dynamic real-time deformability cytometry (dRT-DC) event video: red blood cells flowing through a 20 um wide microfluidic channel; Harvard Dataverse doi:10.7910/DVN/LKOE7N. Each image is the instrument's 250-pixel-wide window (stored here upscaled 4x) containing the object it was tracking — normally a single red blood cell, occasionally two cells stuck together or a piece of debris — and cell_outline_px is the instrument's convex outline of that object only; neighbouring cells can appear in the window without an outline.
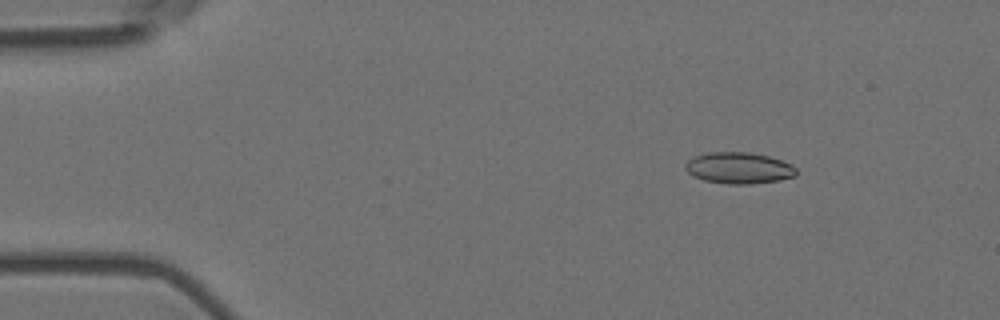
{"species": "Egyptian fruit bat (a non-hibernating species)", "species_latin": "Rousettus aegyptiacus", "temperature_condition": "room temperature", "stored_images_in_passage": 5, "camera_frame_rate_fps": 3000, "um_per_image_px": 0.085, "animal": {"sex": "female"}, "frame": {"image": 1, "passage_image": 3, "time_ms": 0.667, "image_size_px": [1000, 320], "cell_outline_px": [[796, 176], [780, 180], [752, 184], [728, 184], [704, 180], [688, 172], [684, 168], [684, 164], [688, 160], [696, 156], [708, 152], [748, 152], [768, 156], [792, 164], [796, 168]], "centroid_in_image_um": [62.82, 14.28], "position_along_channel_um": 22.2, "area_um2": 20.23}}
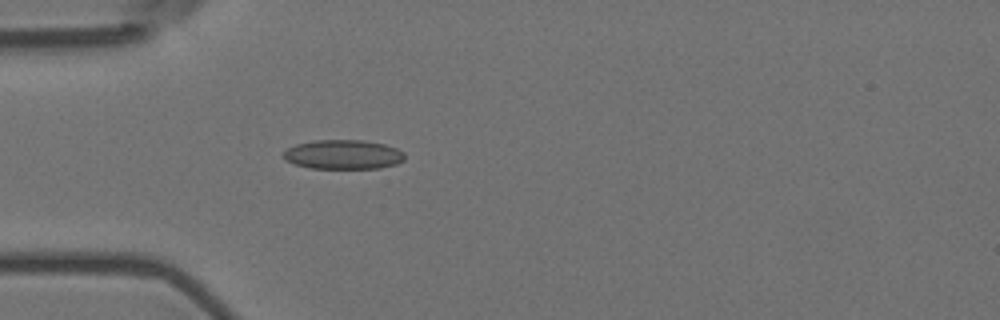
{"frame": {"image": 2, "passage_image": 5, "time_ms": 1.333, "image_size_px": [1000, 320], "cell_outline_px": [[404, 160], [396, 164], [380, 168], [308, 168], [284, 160], [280, 156], [288, 148], [296, 144], [312, 140], [360, 140], [384, 144], [396, 148], [404, 152]], "centroid_in_image_um": [29.14, 13.13], "position_along_channel_um": 55.9, "area_um2": 20.81}}